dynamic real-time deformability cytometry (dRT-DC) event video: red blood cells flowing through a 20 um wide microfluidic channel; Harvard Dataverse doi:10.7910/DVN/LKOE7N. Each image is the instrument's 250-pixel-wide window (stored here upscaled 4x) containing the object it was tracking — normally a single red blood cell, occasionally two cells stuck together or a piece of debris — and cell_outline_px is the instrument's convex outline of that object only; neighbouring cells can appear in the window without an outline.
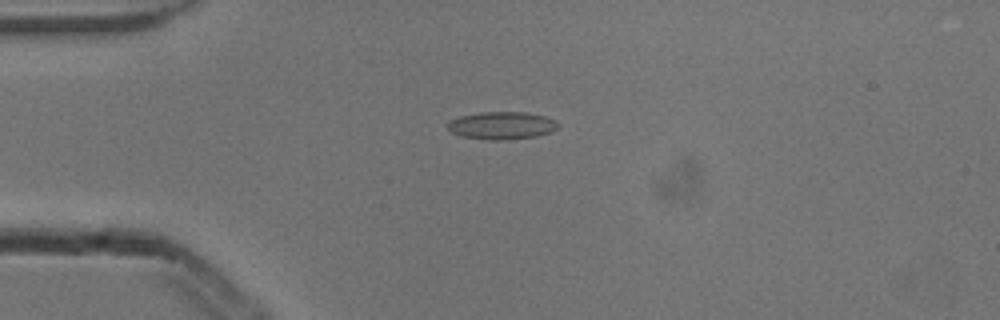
{"species": "common noctule bat (a hibernating species)", "species_latin": "Nyctalus noctula", "temperature_condition": "cold", "stored_images_in_passage": 6, "camera_frame_rate_fps": 3000, "um_per_image_px": 0.085, "animal": {"sex": "male", "body_mass_g": 13.3}, "frame": {"image": 1, "passage_image": 4, "time_ms": 1.0, "image_size_px": [1000, 320], "cell_outline_px": [[560, 124], [556, 128], [548, 132], [536, 136], [500, 140], [488, 140], [464, 136], [452, 132], [448, 128], [448, 120], [460, 116], [480, 112], [524, 112], [544, 116], [556, 120]], "centroid_in_image_um": [42.64, 10.65], "position_along_channel_um": 42.4, "area_um2": 17.57}}
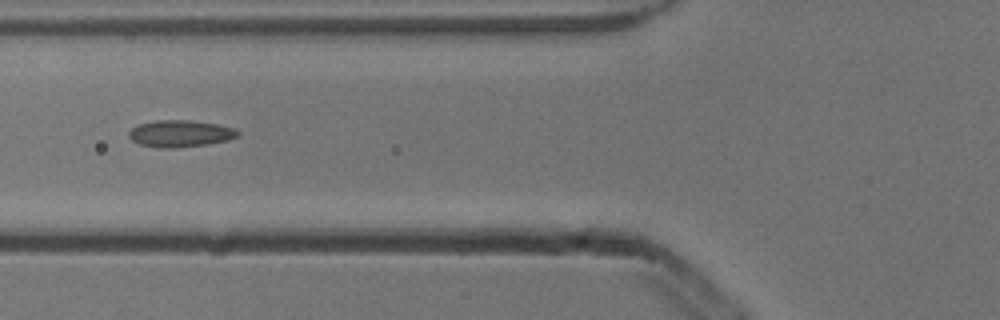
{"frame": {"image": 2, "passage_image": 6, "time_ms": 1.667, "image_size_px": [1000, 320], "cell_outline_px": [[240, 136], [228, 140], [208, 144], [172, 148], [160, 148], [140, 144], [132, 140], [128, 136], [128, 132], [132, 128], [140, 124], [156, 120], [192, 120], [216, 124], [232, 128], [240, 132]], "centroid_in_image_um": [15.33, 11.35], "position_along_channel_um": 110.5, "area_um2": 16.99}}